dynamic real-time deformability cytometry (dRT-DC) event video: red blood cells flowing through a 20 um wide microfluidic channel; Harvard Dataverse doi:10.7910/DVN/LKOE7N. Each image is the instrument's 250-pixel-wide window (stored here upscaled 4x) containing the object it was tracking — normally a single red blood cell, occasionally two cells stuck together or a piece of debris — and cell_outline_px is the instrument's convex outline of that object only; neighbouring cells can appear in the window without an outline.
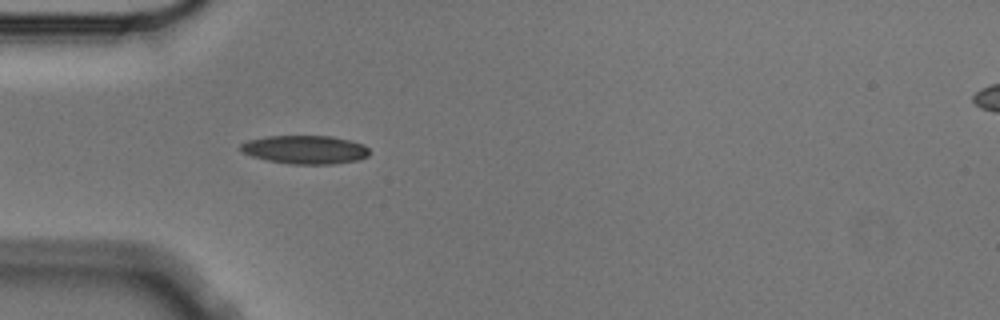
{"species": "Egyptian fruit bat (a non-hibernating species)", "species_latin": "Rousettus aegyptiacus", "temperature_condition": "cold", "stored_images_in_passage": 4, "camera_frame_rate_fps": 3000, "um_per_image_px": 0.085, "animal": {"sex": "male"}, "frame": {"image": 1, "passage_image": 4, "time_ms": 1.0, "image_size_px": [1000, 320], "cell_outline_px": [[368, 156], [360, 160], [332, 164], [288, 164], [268, 160], [252, 156], [244, 152], [240, 148], [240, 144], [248, 140], [264, 136], [332, 136], [364, 144], [368, 148]], "centroid_in_image_um": [25.95, 12.72], "position_along_channel_um": 59.1, "area_um2": 21.39}}